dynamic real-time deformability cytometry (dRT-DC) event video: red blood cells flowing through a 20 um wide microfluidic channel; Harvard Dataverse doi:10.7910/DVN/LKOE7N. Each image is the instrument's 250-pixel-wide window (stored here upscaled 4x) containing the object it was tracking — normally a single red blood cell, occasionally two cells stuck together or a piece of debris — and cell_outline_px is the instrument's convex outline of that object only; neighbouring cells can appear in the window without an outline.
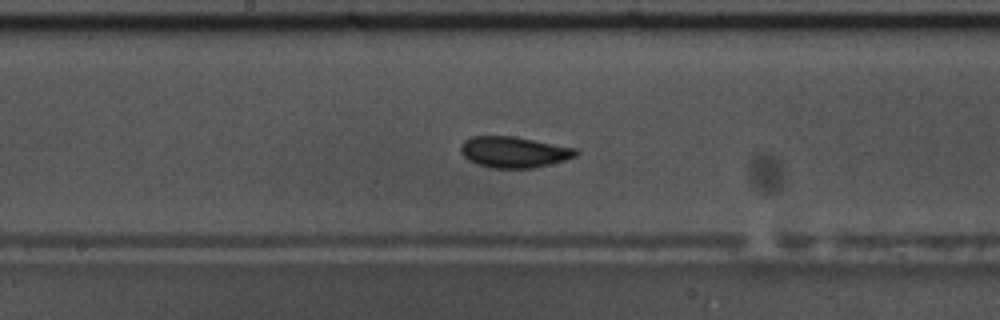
{"species": "common noctule bat (a hibernating species)", "species_latin": "Nyctalus noctula", "temperature_condition": "warm", "stored_images_in_passage": 46, "segment_of_instrument_passage": [1, 2], "camera_frame_rate_fps": 3000, "um_per_image_px": 0.085, "animal": {"sex": "male", "body_mass_g": 17.5, "forearm_length_mm": 52.3}, "frame": {"image": 1, "passage_image": 18, "time_ms": 5.667, "image_size_px": [1000, 320], "cell_outline_px": [[580, 152], [576, 156], [564, 160], [532, 168], [488, 168], [476, 164], [468, 160], [460, 152], [460, 148], [464, 140], [472, 136], [512, 136], [576, 148]], "centroid_in_image_um": [43.65, 12.93], "position_along_channel_um": 204.6, "area_um2": 20.81}}
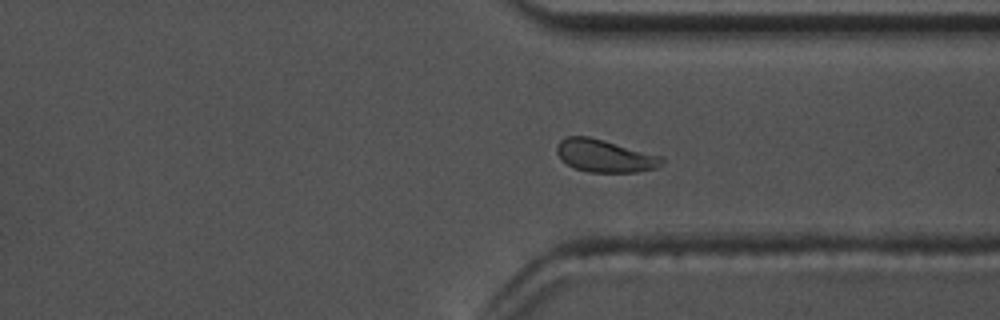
{"frame": {"image": 2, "passage_image": 31, "time_ms": 10.0, "image_size_px": [1000, 320], "cell_outline_px": [[664, 160], [656, 168], [636, 172], [588, 172], [572, 168], [556, 152], [556, 144], [564, 136], [588, 136], [604, 140], [664, 156]], "centroid_in_image_um": [51.4, 13.24], "position_along_channel_um": 360.0, "area_um2": 20.06}}
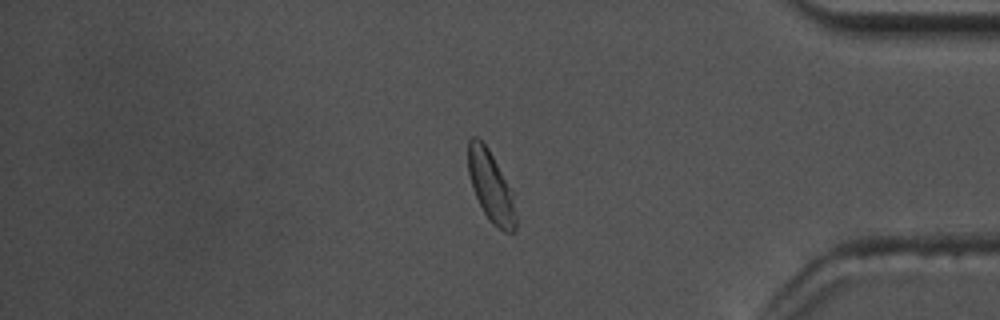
{"frame": {"image": 3, "passage_image": 36, "time_ms": 11.667, "image_size_px": [1000, 320], "cell_outline_px": [[516, 232], [504, 232], [492, 224], [484, 212], [476, 196], [468, 172], [468, 140], [472, 136], [476, 136], [488, 148], [516, 192]], "centroid_in_image_um": [41.8, 15.87], "position_along_channel_um": 393.4, "area_um2": 20.29}}